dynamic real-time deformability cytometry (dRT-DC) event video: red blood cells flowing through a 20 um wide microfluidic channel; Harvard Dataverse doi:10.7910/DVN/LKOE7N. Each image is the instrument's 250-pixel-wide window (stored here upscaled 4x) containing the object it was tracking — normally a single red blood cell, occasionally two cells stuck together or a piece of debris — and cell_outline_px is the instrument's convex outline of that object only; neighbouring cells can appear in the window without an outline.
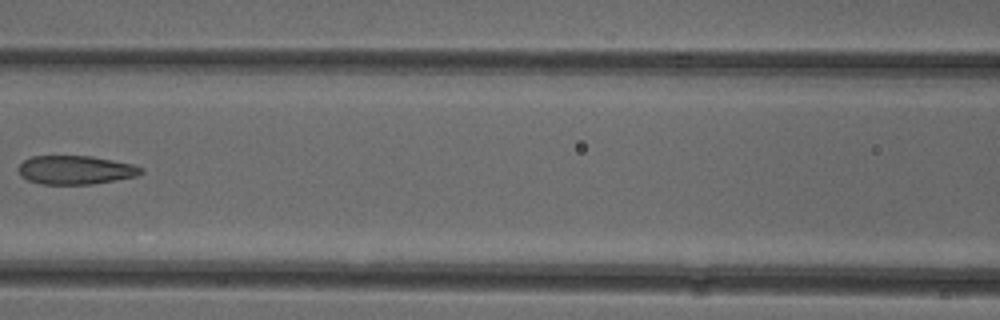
{"species": "common noctule bat (a hibernating species)", "species_latin": "Nyctalus noctula", "temperature_condition": "cold", "stored_images_in_passage": 6, "camera_frame_rate_fps": 3000, "um_per_image_px": 0.085, "animal": {"sex": "female"}, "frame": {"image": 1, "passage_image": 5, "time_ms": 5.667, "image_size_px": [1000, 320], "cell_outline_px": [[144, 172], [136, 176], [92, 184], [40, 184], [28, 180], [20, 176], [20, 164], [24, 160], [32, 156], [92, 156], [132, 164], [144, 168]], "centroid_in_image_um": [6.43, 14.44], "position_along_channel_um": 160.2, "area_um2": 20.4}}
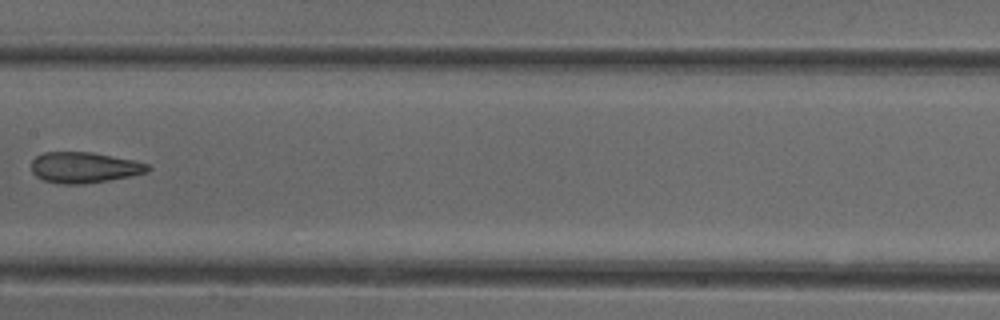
{"frame": {"image": 2, "passage_image": 6, "time_ms": 6.667, "image_size_px": [1000, 320], "cell_outline_px": [[152, 168], [148, 172], [108, 180], [84, 184], [60, 184], [44, 180], [36, 176], [32, 172], [32, 160], [36, 156], [44, 152], [92, 152], [132, 160], [148, 164]], "centroid_in_image_um": [7.14, 14.23], "position_along_channel_um": 200.3, "area_um2": 20.81}}